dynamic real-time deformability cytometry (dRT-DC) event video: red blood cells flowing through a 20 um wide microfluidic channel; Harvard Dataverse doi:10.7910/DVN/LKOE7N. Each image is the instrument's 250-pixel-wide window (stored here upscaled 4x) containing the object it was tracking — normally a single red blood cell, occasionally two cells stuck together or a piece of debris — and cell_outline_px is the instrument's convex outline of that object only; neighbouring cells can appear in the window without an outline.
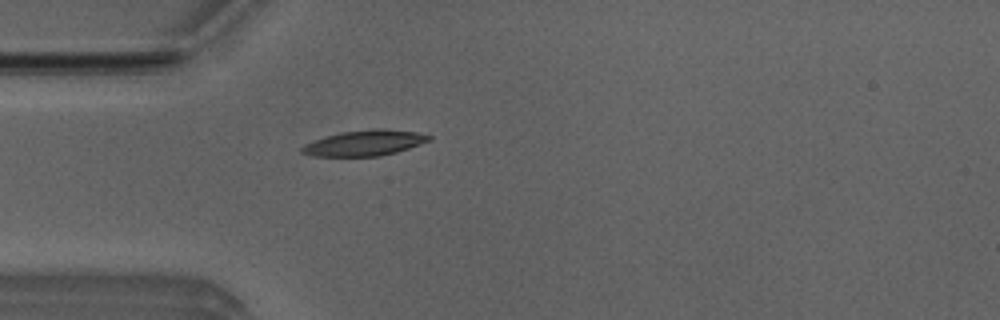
{"species": "Egyptian fruit bat (a non-hibernating species)", "species_latin": "Rousettus aegyptiacus", "temperature_condition": "room temperature", "stored_images_in_passage": 3, "camera_frame_rate_fps": 3000, "um_per_image_px": 0.085, "animal": {"sex": "male"}, "frame": {"image": 1, "passage_image": 3, "time_ms": 0.667, "image_size_px": [1000, 320], "cell_outline_px": [[432, 140], [396, 152], [380, 156], [312, 156], [300, 152], [300, 148], [304, 144], [340, 132], [372, 128], [384, 128], [416, 132], [432, 136]], "centroid_in_image_um": [31.0, 12.14], "position_along_channel_um": 54.0, "area_um2": 18.96}}